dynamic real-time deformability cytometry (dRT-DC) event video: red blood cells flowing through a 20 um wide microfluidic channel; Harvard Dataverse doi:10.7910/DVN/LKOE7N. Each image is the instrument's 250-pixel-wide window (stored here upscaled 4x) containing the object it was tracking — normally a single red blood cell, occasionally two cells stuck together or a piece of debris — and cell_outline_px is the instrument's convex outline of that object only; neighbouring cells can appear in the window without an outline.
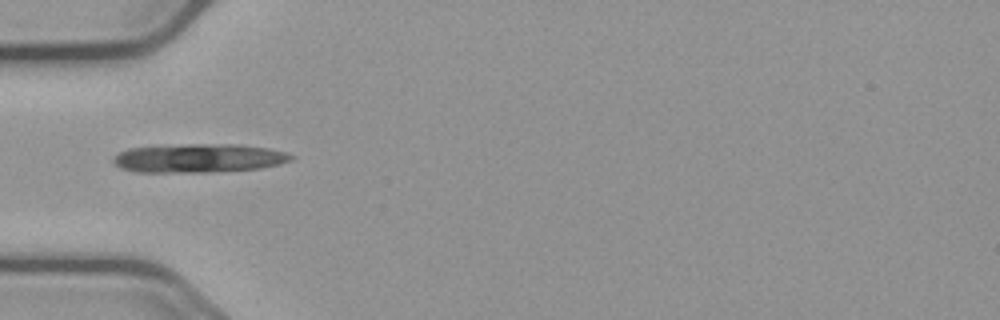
{"species": "common noctule bat (a hibernating species)", "species_latin": "Nyctalus noctula", "temperature_condition": "cold", "stored_images_in_passage": 14, "camera_frame_rate_fps": 3000, "um_per_image_px": 0.085, "animal": {"sex": "male", "body_mass_g": 23.1, "forearm_length_mm": 52.7}, "frame": {"image": 1, "passage_image": 1, "time_ms": 0.0, "image_size_px": [1000, 320], "cell_outline_px": [[296, 156], [292, 160], [260, 168], [204, 172], [136, 172], [120, 168], [112, 160], [120, 152], [128, 148], [188, 144], [236, 144], [268, 148], [284, 152]], "centroid_in_image_um": [16.89, 13.44], "position_along_channel_um": 68.1, "area_um2": 29.54}}
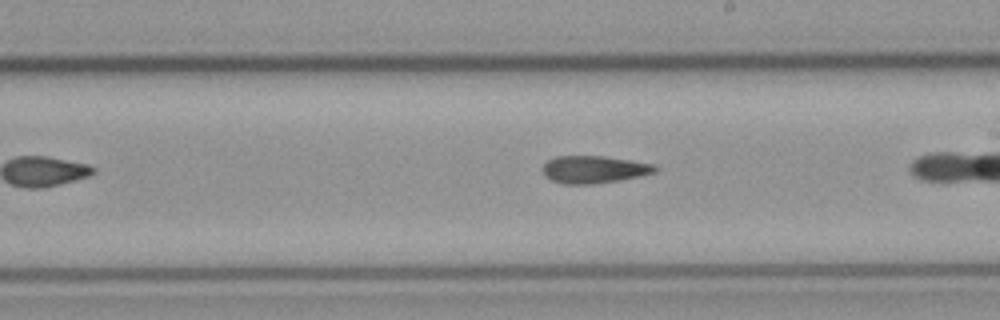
{"frame": {"image": 2, "passage_image": 12, "time_ms": 3.667, "image_size_px": [1000, 320], "cell_outline_px": [[656, 172], [620, 180], [592, 184], [560, 184], [544, 176], [544, 164], [548, 160], [556, 156], [604, 156], [652, 164], [656, 168]], "centroid_in_image_um": [50.44, 14.41], "position_along_channel_um": 238.6, "area_um2": 17.74}}